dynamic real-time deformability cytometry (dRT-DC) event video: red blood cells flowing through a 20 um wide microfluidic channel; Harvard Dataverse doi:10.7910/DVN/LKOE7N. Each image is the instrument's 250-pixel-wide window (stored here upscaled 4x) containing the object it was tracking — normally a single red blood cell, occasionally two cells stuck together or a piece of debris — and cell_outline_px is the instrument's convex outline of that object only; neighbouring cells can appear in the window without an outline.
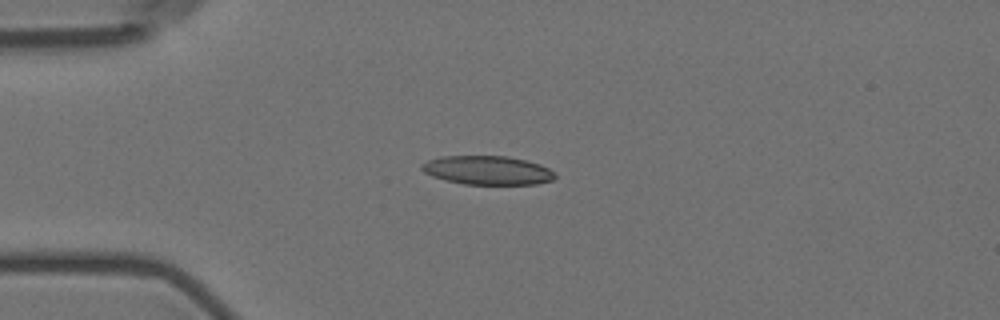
{"species": "Egyptian fruit bat (a non-hibernating species)", "species_latin": "Rousettus aegyptiacus", "temperature_condition": "room temperature", "stored_images_in_passage": 7, "camera_frame_rate_fps": 3000, "um_per_image_px": 0.085, "animal": {"sex": "female"}, "frame": {"image": 1, "passage_image": 4, "time_ms": 3.667, "image_size_px": [1000, 320], "cell_outline_px": [[556, 176], [552, 180], [536, 184], [464, 184], [444, 180], [432, 176], [424, 172], [420, 168], [420, 164], [428, 160], [440, 156], [508, 156], [540, 164], [556, 172]], "centroid_in_image_um": [41.42, 14.47], "position_along_channel_um": 43.6, "area_um2": 22.48}}
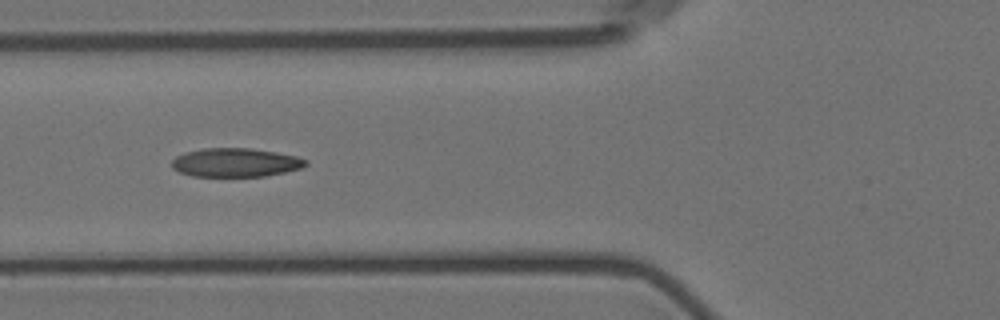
{"frame": {"image": 2, "passage_image": 6, "time_ms": 6.0, "image_size_px": [1000, 320], "cell_outline_px": [[308, 164], [304, 168], [264, 176], [192, 176], [180, 172], [172, 168], [172, 160], [176, 156], [184, 152], [204, 148], [252, 148], [276, 152], [296, 156], [308, 160]], "centroid_in_image_um": [20.04, 13.81], "position_along_channel_um": 105.8, "area_um2": 22.54}}
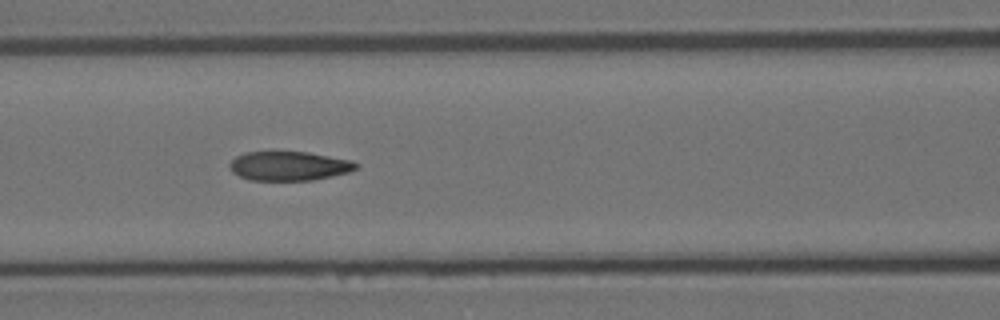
{"frame": {"image": 3, "passage_image": 7, "time_ms": 7.0, "image_size_px": [1000, 320], "cell_outline_px": [[360, 164], [356, 168], [348, 172], [332, 176], [312, 180], [248, 180], [232, 172], [228, 164], [236, 156], [244, 152], [272, 148], [308, 152], [352, 160]], "centroid_in_image_um": [24.51, 14.05], "position_along_channel_um": 142.1, "area_um2": 22.43}}